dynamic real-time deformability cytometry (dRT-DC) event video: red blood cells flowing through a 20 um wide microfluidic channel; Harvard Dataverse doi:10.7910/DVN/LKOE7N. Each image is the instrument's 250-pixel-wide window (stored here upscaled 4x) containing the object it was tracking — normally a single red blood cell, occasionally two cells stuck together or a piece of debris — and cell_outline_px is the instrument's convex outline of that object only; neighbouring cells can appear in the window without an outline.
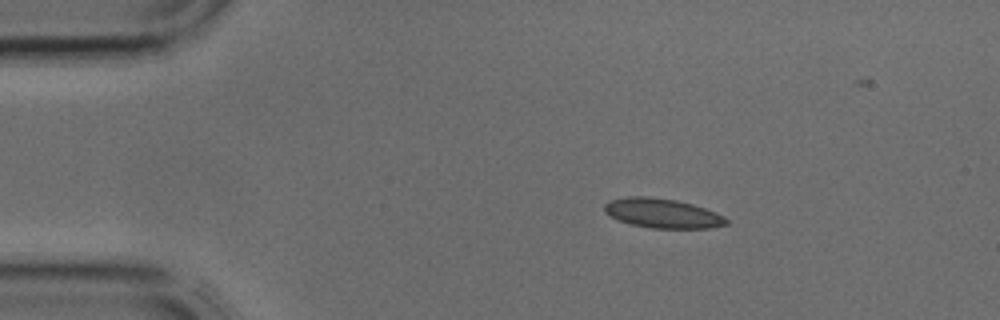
{"species": "common noctule bat (a hibernating species)", "species_latin": "Nyctalus noctula", "temperature_condition": "cold", "stored_images_in_passage": 3, "segment_of_instrument_passage": [1, 2], "camera_frame_rate_fps": 3000, "um_per_image_px": 0.085, "animal": {"sex": "male", "body_mass_g": 17.9, "forearm_length_mm": 54.2}, "frame": {"image": 1, "passage_image": 1, "time_ms": 0.0, "image_size_px": [1000, 320], "cell_outline_px": [[728, 224], [708, 228], [652, 228], [628, 224], [604, 212], [604, 204], [608, 200], [628, 196], [648, 196], [676, 200], [692, 204], [716, 212], [724, 216], [728, 220]], "centroid_in_image_um": [56.29, 18.12], "position_along_channel_um": 28.7, "area_um2": 20.98}}